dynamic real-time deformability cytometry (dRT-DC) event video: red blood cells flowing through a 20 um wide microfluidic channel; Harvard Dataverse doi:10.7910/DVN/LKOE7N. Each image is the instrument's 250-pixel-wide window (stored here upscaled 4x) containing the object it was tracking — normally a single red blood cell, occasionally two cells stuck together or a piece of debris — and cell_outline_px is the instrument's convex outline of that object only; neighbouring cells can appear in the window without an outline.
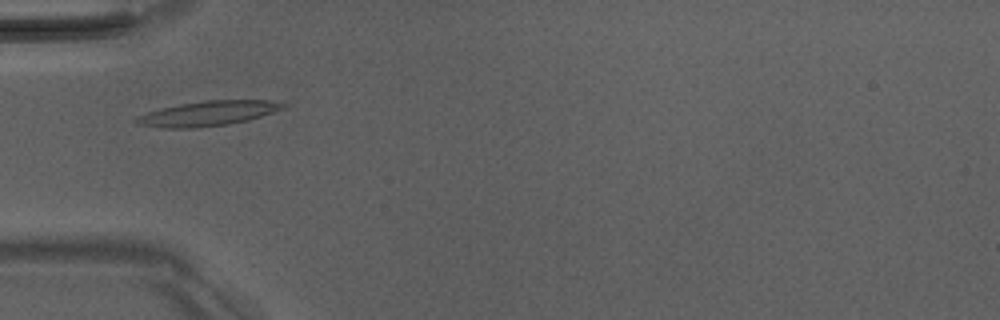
{"species": "Egyptian fruit bat (a non-hibernating species)", "species_latin": "Rousettus aegyptiacus", "temperature_condition": "room temperature", "stored_images_in_passage": 6, "camera_frame_rate_fps": 3000, "um_per_image_px": 0.085, "animal": {"sex": "male"}, "frame": {"image": 1, "passage_image": 5, "time_ms": 5.333, "image_size_px": [1000, 320], "cell_outline_px": [[288, 104], [284, 108], [248, 120], [228, 124], [196, 128], [164, 128], [140, 124], [132, 120], [136, 116], [160, 108], [180, 104], [204, 100], [284, 100]], "centroid_in_image_um": [17.72, 9.63], "position_along_channel_um": 67.3, "area_um2": 21.39}}